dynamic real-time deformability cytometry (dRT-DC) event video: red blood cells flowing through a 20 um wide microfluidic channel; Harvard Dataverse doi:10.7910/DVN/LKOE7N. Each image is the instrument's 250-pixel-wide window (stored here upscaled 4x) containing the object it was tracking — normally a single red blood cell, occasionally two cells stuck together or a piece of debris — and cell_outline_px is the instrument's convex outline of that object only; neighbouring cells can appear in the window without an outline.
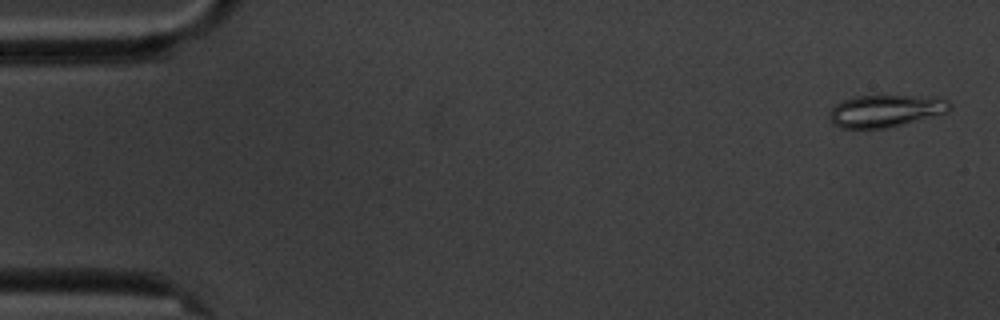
{"species": "common noctule bat (a hibernating species)", "species_latin": "Nyctalus noctula", "temperature_condition": "cold", "stored_images_in_passage": 5, "camera_frame_rate_fps": 3000, "um_per_image_px": 0.085, "animal": {"sex": "male", "body_mass_g": 20.1, "forearm_length_mm": 53.5}, "frame": {"image": 1, "passage_image": 1, "time_ms": 0.0, "image_size_px": [1000, 320], "cell_outline_px": [[952, 108], [948, 112], [904, 124], [888, 128], [840, 128], [832, 124], [828, 116], [832, 108], [836, 104], [844, 100], [856, 96], [936, 96], [948, 100], [952, 104]], "centroid_in_image_um": [75.31, 9.42], "position_along_channel_um": 9.7, "area_um2": 22.77}}
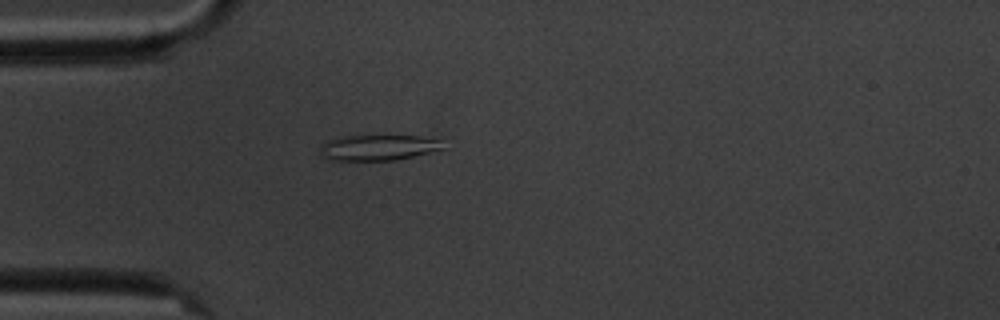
{"frame": {"image": 2, "passage_image": 5, "time_ms": 4.667, "image_size_px": [1000, 320], "cell_outline_px": [[444, 148], [396, 160], [332, 160], [320, 156], [320, 144], [328, 140], [344, 136], [420, 136], [440, 140]], "centroid_in_image_um": [32.08, 12.54], "position_along_channel_um": 52.9, "area_um2": 18.15}}